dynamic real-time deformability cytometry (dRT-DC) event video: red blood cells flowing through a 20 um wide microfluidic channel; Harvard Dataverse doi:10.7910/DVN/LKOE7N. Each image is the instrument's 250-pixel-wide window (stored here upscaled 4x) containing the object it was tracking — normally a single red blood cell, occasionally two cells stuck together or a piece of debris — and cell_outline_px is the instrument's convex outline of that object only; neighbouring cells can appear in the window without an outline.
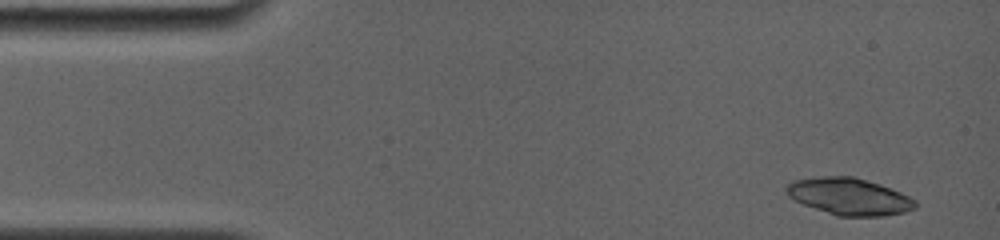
{"species": "common noctule bat (a hibernating species)", "species_latin": "Nyctalus noctula", "temperature_condition": "room temperature", "stored_images_in_passage": 3, "camera_frame_rate_fps": 4000, "um_per_image_px": 0.085, "animal": {"sex": "female", "body_mass_g": 19.0, "forearm_length_mm": 56.7}, "frame": {"image": 1, "passage_image": 1, "time_ms": 0.0, "image_size_px": [1000, 240], "cell_outline_px": [[916, 208], [904, 212], [884, 216], [836, 216], [792, 200], [788, 196], [784, 188], [792, 180], [816, 176], [852, 176], [880, 184], [900, 192], [916, 200]], "centroid_in_image_um": [72.14, 16.7], "position_along_channel_um": 12.9, "area_um2": 27.92}}